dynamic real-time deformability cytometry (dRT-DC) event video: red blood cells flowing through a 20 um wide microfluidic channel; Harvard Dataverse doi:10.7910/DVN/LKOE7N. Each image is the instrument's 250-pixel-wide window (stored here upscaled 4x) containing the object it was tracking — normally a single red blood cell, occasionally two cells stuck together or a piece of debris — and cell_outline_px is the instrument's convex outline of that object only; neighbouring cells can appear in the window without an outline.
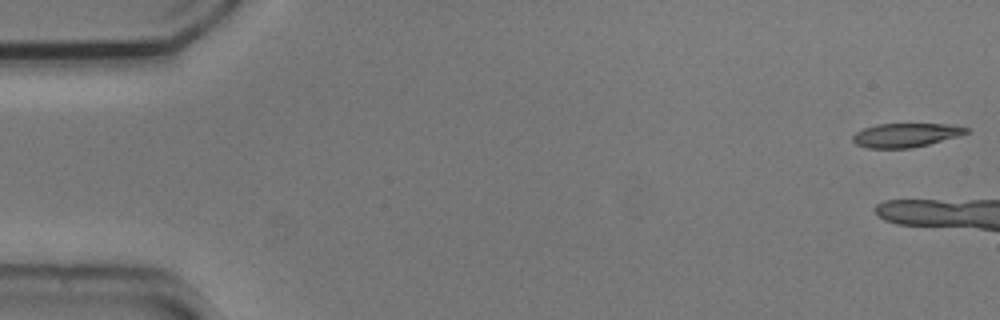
{"species": "common noctule bat (a hibernating species)", "species_latin": "Nyctalus noctula", "temperature_condition": "cold", "stored_images_in_passage": 5, "camera_frame_rate_fps": 3000, "um_per_image_px": 0.085, "animal": {"sex": "male", "body_mass_g": 20.5, "forearm_length_mm": 52.5}, "frame": {"image": 1, "passage_image": 1, "time_ms": 0.0, "image_size_px": [1000, 320], "cell_outline_px": [[968, 132], [960, 136], [912, 148], [868, 148], [856, 144], [852, 140], [852, 136], [856, 132], [864, 128], [876, 124], [948, 124], [968, 128]], "centroid_in_image_um": [76.97, 11.48], "position_along_channel_um": 8.0, "area_um2": 15.78}}